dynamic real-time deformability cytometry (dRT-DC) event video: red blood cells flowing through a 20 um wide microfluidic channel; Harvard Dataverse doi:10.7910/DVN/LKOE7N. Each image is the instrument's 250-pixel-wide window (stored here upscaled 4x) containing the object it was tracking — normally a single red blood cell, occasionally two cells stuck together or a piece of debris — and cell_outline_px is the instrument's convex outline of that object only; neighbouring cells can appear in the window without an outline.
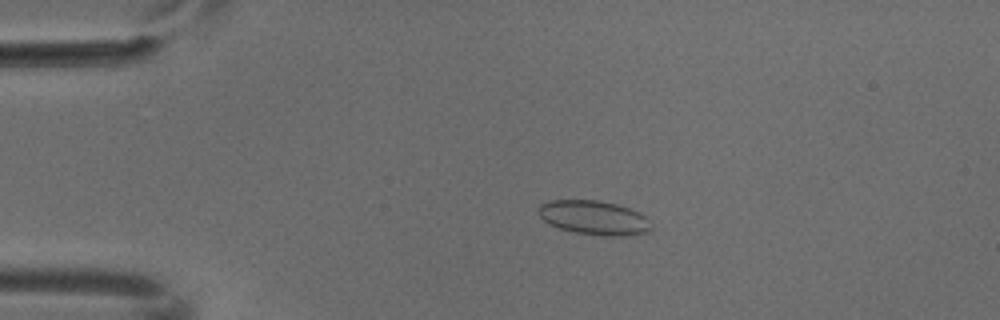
{"species": "common noctule bat (a hibernating species)", "species_latin": "Nyctalus noctula", "temperature_condition": "cold", "stored_images_in_passage": 4, "camera_frame_rate_fps": 3000, "um_per_image_px": 0.085, "animal": {"sex": "male", "body_mass_g": 18.8}, "frame": {"image": 1, "passage_image": 3, "time_ms": 0.667, "image_size_px": [1000, 320], "cell_outline_px": [[652, 232], [628, 236], [600, 236], [576, 232], [560, 228], [548, 224], [540, 216], [536, 208], [540, 204], [548, 200], [600, 200], [616, 204], [640, 212], [644, 216], [652, 228]], "centroid_in_image_um": [50.48, 18.51], "position_along_channel_um": 34.5, "area_um2": 22.72}}